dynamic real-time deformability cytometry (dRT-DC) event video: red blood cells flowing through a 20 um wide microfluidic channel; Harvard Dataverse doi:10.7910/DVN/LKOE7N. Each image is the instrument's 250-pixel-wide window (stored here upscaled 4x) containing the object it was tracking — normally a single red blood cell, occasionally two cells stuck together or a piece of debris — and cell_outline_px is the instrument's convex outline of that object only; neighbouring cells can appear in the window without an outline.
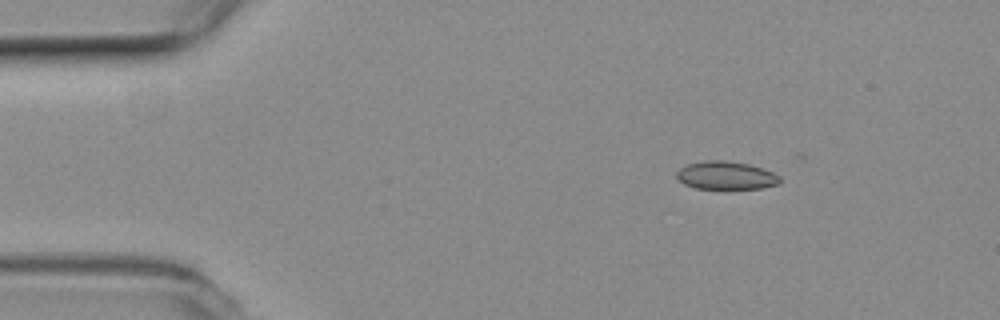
{"species": "common noctule bat (a hibernating species)", "species_latin": "Nyctalus noctula", "temperature_condition": "room temperature", "stored_images_in_passage": 4, "segment_of_instrument_passage": [1, 2], "camera_frame_rate_fps": 3000, "um_per_image_px": 0.085, "animal": {"sex": "female", "body_mass_g": 19.3, "forearm_length_mm": 54.1}, "frame": {"image": 1, "passage_image": 1, "time_ms": 0.0, "image_size_px": [1000, 320], "cell_outline_px": [[780, 184], [760, 188], [696, 188], [684, 184], [676, 176], [676, 172], [680, 168], [688, 164], [704, 160], [724, 160], [748, 164], [772, 172], [780, 176]], "centroid_in_image_um": [61.7, 14.9], "position_along_channel_um": 23.3, "area_um2": 16.7}}
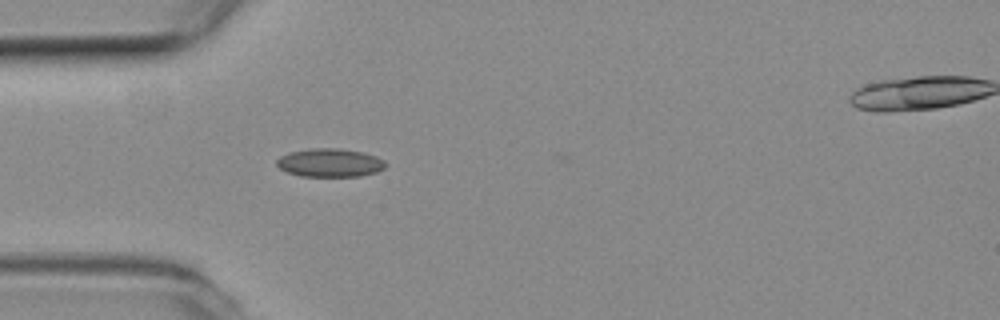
{"frame": {"image": 2, "passage_image": 3, "time_ms": 0.667, "image_size_px": [1000, 320], "cell_outline_px": [[388, 164], [384, 168], [376, 172], [360, 176], [300, 176], [288, 172], [280, 168], [276, 164], [276, 160], [280, 156], [288, 152], [312, 148], [340, 148], [364, 152], [376, 156], [384, 160]], "centroid_in_image_um": [28.05, 13.82], "position_along_channel_um": 56.9, "area_um2": 18.15}}